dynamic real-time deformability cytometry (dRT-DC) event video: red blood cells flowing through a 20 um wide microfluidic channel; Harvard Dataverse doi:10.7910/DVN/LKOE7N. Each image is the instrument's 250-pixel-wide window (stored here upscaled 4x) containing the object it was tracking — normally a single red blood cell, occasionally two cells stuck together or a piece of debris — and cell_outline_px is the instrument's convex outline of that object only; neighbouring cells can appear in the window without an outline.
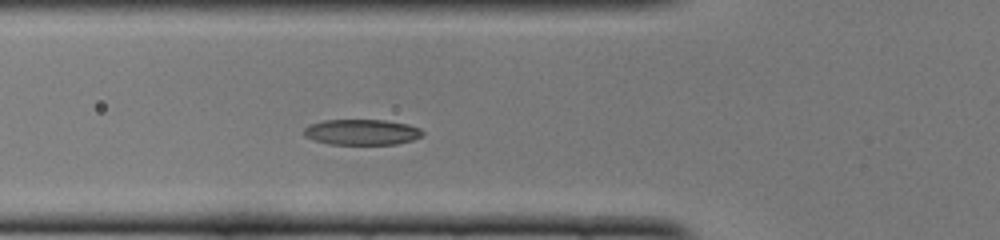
{"species": "common noctule bat (a hibernating species)", "species_latin": "Nyctalus noctula", "temperature_condition": "cold", "stored_images_in_passage": 42, "camera_frame_rate_fps": 3000, "um_per_image_px": 0.085, "animal": {"sex": "female", "body_mass_g": 22.0, "forearm_length_mm": 56.7}, "frame": {"image": 1, "passage_image": 8, "time_ms": 2.333, "image_size_px": [1000, 240], "cell_outline_px": [[424, 132], [420, 136], [412, 140], [396, 144], [328, 144], [312, 140], [304, 136], [304, 128], [312, 124], [324, 120], [384, 120], [408, 124], [420, 128]], "centroid_in_image_um": [30.74, 11.23], "position_along_channel_um": 95.1, "area_um2": 17.69}}
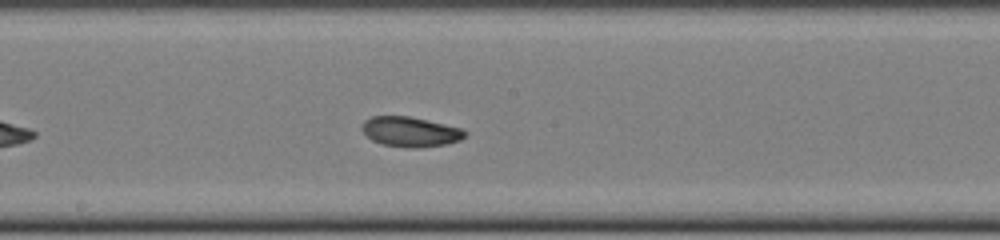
{"frame": {"image": 2, "passage_image": 17, "time_ms": 5.333, "image_size_px": [1000, 240], "cell_outline_px": [[464, 136], [460, 140], [448, 144], [416, 148], [408, 148], [380, 144], [372, 140], [360, 128], [364, 120], [372, 116], [408, 116], [464, 128]], "centroid_in_image_um": [34.86, 11.2], "position_along_channel_um": 213.3, "area_um2": 18.03}}
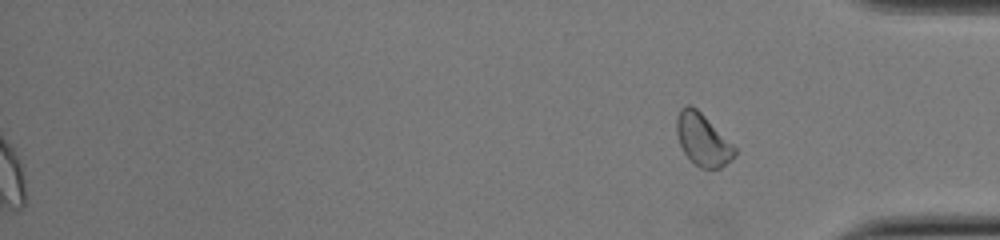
{"frame": {"image": 3, "passage_image": 42, "time_ms": 13.667, "image_size_px": [1000, 240], "cell_outline_px": [[736, 156], [732, 160], [720, 168], [700, 168], [684, 152], [680, 144], [676, 132], [676, 120], [680, 108], [688, 104], [696, 108], [736, 148]], "centroid_in_image_um": [59.73, 11.88], "position_along_channel_um": 375.5, "area_um2": 17.28}, "authors_computed_cell_mechanics": {"area_um2": 17.9758, "velocity_mm_per_s": 3.961, "shape_relaxation_time_tau1_ms": 4.3799, "shape_relaxation_time_tau2_ms": 2.7387, "deformation_change_tau1": 0.1582, "deformation_change_tau2": 0.0823}}